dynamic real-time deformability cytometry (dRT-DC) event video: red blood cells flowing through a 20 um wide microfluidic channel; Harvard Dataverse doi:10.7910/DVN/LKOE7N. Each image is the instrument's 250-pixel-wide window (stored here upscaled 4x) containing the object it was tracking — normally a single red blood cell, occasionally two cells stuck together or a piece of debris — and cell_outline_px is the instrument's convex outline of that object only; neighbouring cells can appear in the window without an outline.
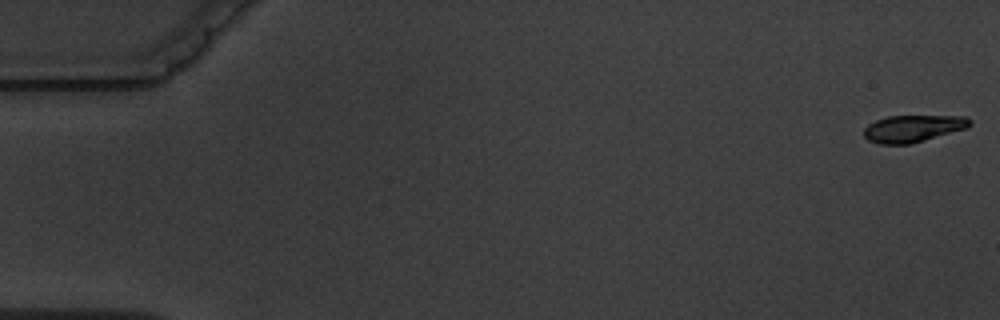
{"species": "common noctule bat (a hibernating species)", "species_latin": "Nyctalus noctula", "temperature_condition": "warm", "stored_images_in_passage": 6, "camera_frame_rate_fps": 3000, "um_per_image_px": 0.085, "animal": {"sex": "male", "body_mass_g": 19.5, "forearm_length_mm": 54.6}, "frame": {"image": 1, "passage_image": 1, "time_ms": 0.0, "image_size_px": [1000, 320], "cell_outline_px": [[972, 124], [968, 128], [924, 140], [908, 144], [880, 144], [868, 140], [864, 136], [864, 128], [868, 124], [876, 120], [888, 116], [968, 116], [972, 120]], "centroid_in_image_um": [77.63, 10.91], "position_along_channel_um": 7.4, "area_um2": 16.7}}
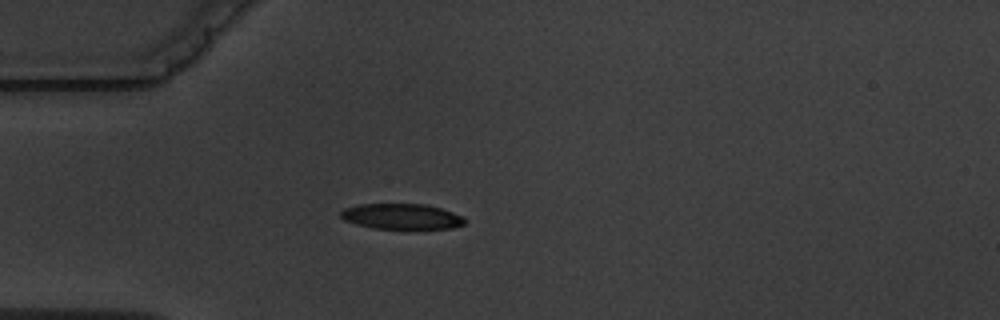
{"frame": {"image": 2, "passage_image": 5, "time_ms": 9.0, "image_size_px": [1000, 320], "cell_outline_px": [[468, 220], [464, 224], [452, 228], [416, 232], [408, 232], [372, 228], [356, 224], [344, 220], [340, 216], [340, 212], [344, 208], [360, 204], [428, 204], [452, 212]], "centroid_in_image_um": [34.18, 18.46], "position_along_channel_um": 50.8, "area_um2": 19.59}}